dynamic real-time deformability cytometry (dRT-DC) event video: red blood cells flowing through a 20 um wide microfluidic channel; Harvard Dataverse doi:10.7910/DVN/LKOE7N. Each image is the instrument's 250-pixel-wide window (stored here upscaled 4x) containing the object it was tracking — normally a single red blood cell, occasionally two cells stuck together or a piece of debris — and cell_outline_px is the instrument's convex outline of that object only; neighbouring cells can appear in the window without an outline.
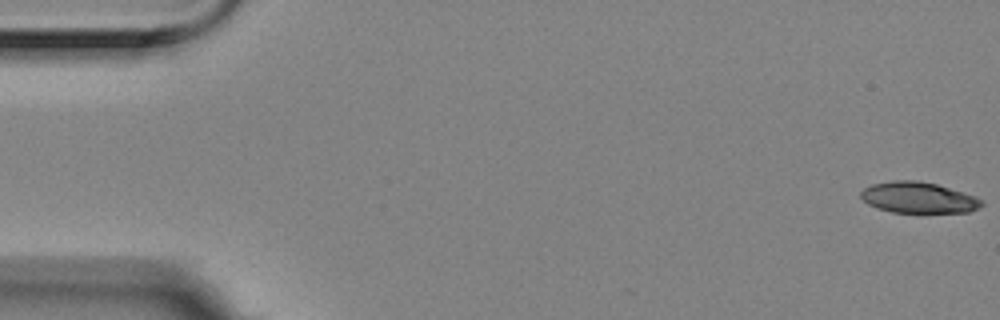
{"species": "Egyptian fruit bat (a non-hibernating species)", "species_latin": "Rousettus aegyptiacus", "temperature_condition": "room temperature", "stored_images_in_passage": 5, "camera_frame_rate_fps": 3000, "um_per_image_px": 0.085, "animal": {"sex": "female"}, "frame": {"image": 1, "passage_image": 1, "time_ms": 0.0, "image_size_px": [1000, 320], "cell_outline_px": [[984, 204], [980, 208], [968, 212], [924, 216], [920, 216], [892, 212], [876, 208], [868, 204], [860, 196], [860, 192], [864, 188], [872, 184], [892, 180], [916, 180], [936, 184], [976, 196], [984, 200]], "centroid_in_image_um": [78.11, 16.86], "position_along_channel_um": 6.9, "area_um2": 23.06}}
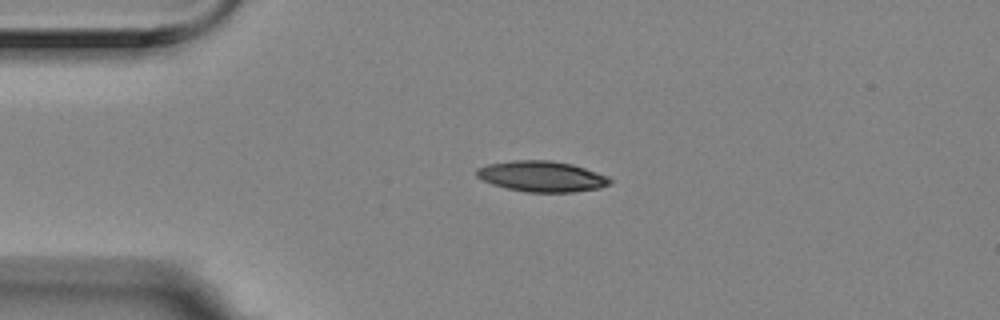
{"frame": {"image": 2, "passage_image": 4, "time_ms": 1.0, "image_size_px": [1000, 320], "cell_outline_px": [[612, 184], [600, 188], [572, 192], [524, 192], [492, 184], [476, 176], [476, 168], [488, 164], [512, 160], [552, 160], [572, 164], [608, 176], [612, 180]], "centroid_in_image_um": [46.07, 14.99], "position_along_channel_um": 38.9, "area_um2": 23.93}}